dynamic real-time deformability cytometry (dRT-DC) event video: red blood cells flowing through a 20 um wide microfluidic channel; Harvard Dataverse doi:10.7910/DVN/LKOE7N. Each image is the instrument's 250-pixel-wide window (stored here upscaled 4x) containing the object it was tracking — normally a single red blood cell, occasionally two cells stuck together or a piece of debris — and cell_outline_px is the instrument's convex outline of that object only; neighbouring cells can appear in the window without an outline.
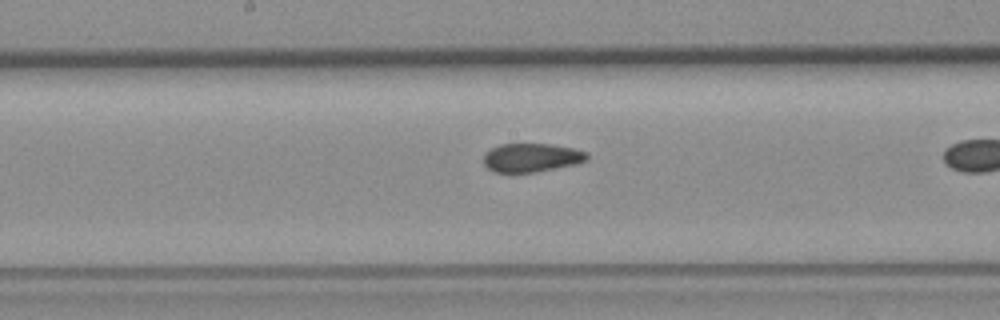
{"species": "common noctule bat (a hibernating species)", "species_latin": "Nyctalus noctula", "temperature_condition": "room temperature", "stored_images_in_passage": 17, "camera_frame_rate_fps": 3000, "um_per_image_px": 0.085, "animal": {"sex": "female", "body_mass_g": 19.3, "forearm_length_mm": 54.1}, "frame": {"image": 1, "passage_image": 12, "time_ms": 3.667, "image_size_px": [1000, 320], "cell_outline_px": [[588, 156], [584, 160], [576, 164], [536, 172], [496, 172], [488, 168], [484, 164], [484, 152], [500, 144], [548, 144], [572, 148], [588, 152]], "centroid_in_image_um": [45.15, 13.39], "position_along_channel_um": 203.0, "area_um2": 17.11}}
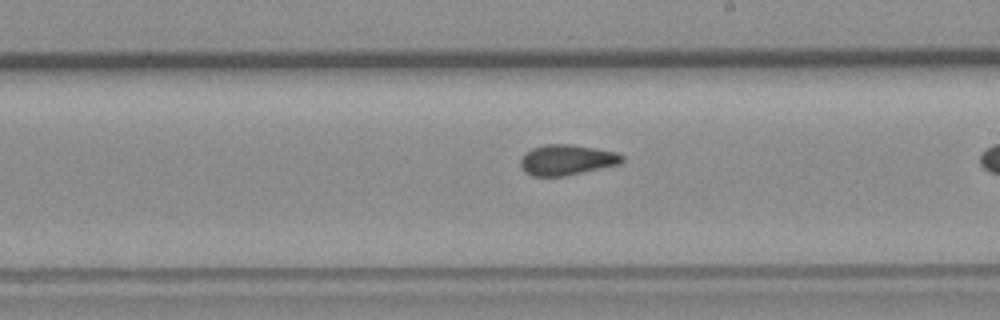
{"frame": {"image": 2, "passage_image": 15, "time_ms": 4.667, "image_size_px": [1000, 320], "cell_outline_px": [[624, 160], [620, 164], [568, 176], [532, 176], [524, 172], [520, 164], [520, 160], [524, 152], [532, 148], [544, 144], [572, 144], [596, 148], [616, 152], [624, 156]], "centroid_in_image_um": [48.17, 13.59], "position_along_channel_um": 240.8, "area_um2": 18.38}}